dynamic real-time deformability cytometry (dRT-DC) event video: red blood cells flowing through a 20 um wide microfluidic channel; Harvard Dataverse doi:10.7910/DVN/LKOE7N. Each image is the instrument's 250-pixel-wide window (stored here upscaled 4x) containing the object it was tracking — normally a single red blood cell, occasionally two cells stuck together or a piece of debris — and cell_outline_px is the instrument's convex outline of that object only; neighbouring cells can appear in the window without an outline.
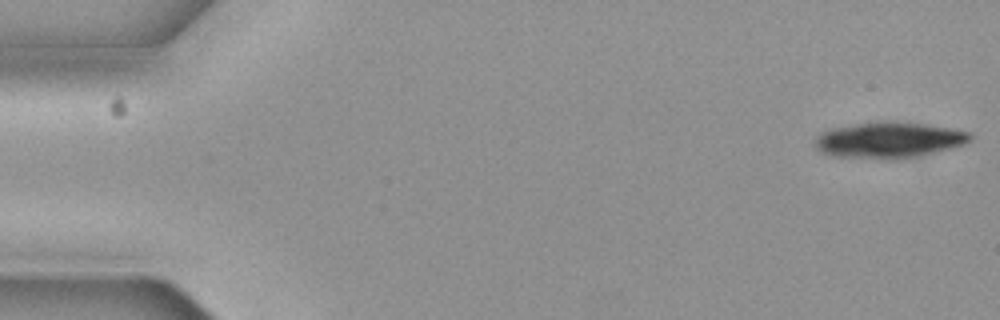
{"species": "common noctule bat (a hibernating species)", "species_latin": "Nyctalus noctula", "temperature_condition": "cold", "stored_images_in_passage": 9, "camera_frame_rate_fps": 3000, "um_per_image_px": 0.085, "animal": {"sex": "female", "body_mass_g": 19.3, "forearm_length_mm": 54.1}, "frame": {"image": 1, "passage_image": 1, "time_ms": 0.0, "image_size_px": [1000, 320], "cell_outline_px": [[972, 140], [964, 144], [920, 156], [896, 160], [880, 160], [832, 156], [820, 152], [816, 148], [816, 136], [832, 128], [860, 124], [920, 124], [948, 128], [972, 132]], "centroid_in_image_um": [75.56, 11.97], "position_along_channel_um": 9.4, "area_um2": 31.73}}
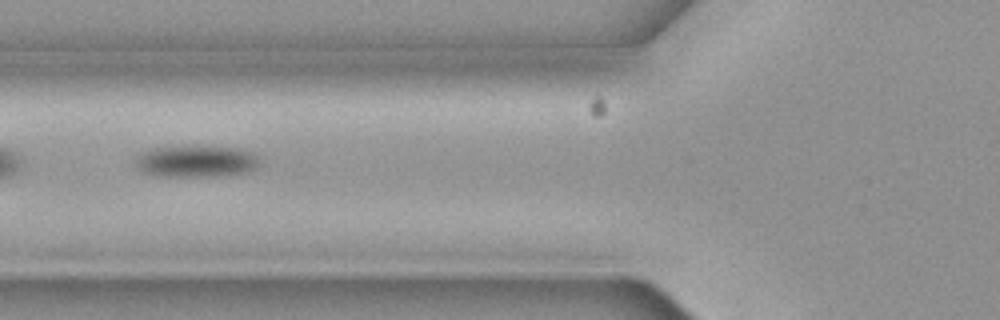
{"frame": {"image": 2, "passage_image": 7, "time_ms": 2.0, "image_size_px": [1000, 320], "cell_outline_px": [[260, 164], [256, 168], [248, 172], [220, 176], [156, 176], [140, 172], [136, 168], [136, 156], [140, 152], [148, 148], [188, 144], [196, 144], [236, 148], [252, 152], [260, 160]], "centroid_in_image_um": [16.62, 13.67], "position_along_channel_um": 109.2, "area_um2": 24.04}}
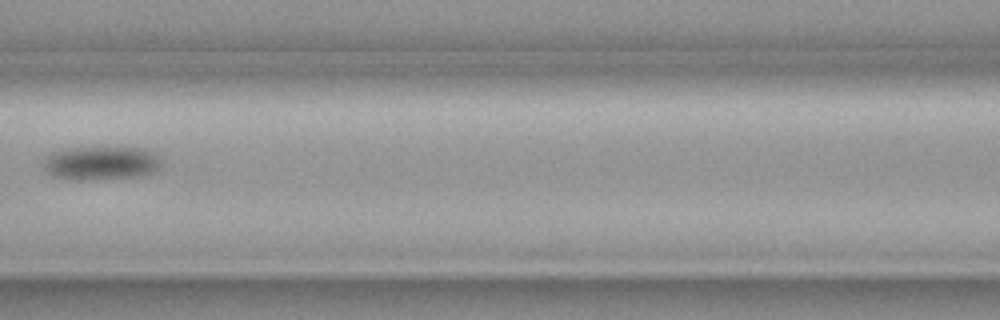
{"frame": {"image": 3, "passage_image": 8, "time_ms": 2.333, "image_size_px": [1000, 320], "cell_outline_px": [[160, 168], [152, 172], [140, 176], [84, 180], [76, 180], [56, 176], [48, 172], [44, 168], [44, 164], [48, 156], [52, 152], [72, 148], [120, 144], [144, 148], [160, 156]], "centroid_in_image_um": [8.68, 13.8], "position_along_channel_um": 157.9, "area_um2": 23.76}}